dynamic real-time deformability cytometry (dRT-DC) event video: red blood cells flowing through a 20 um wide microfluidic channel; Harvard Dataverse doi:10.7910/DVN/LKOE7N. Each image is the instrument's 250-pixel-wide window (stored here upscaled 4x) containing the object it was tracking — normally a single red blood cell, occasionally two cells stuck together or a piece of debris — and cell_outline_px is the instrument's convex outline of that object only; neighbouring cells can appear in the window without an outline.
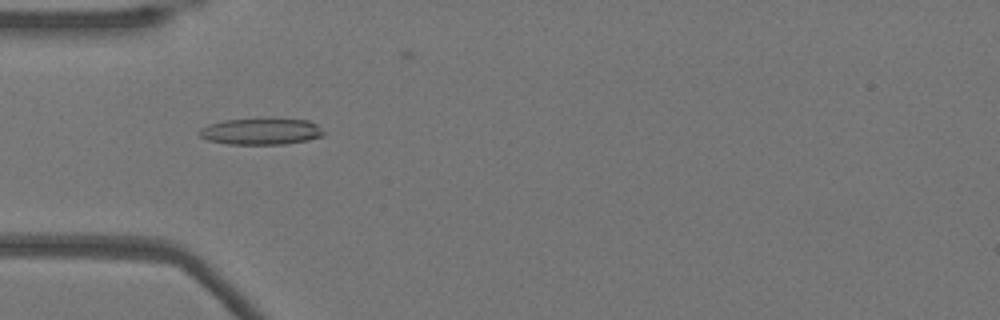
{"species": "Egyptian fruit bat (a non-hibernating species)", "species_latin": "Rousettus aegyptiacus", "temperature_condition": "warm", "stored_images_in_passage": 51, "camera_frame_rate_fps": 3000, "um_per_image_px": 0.085, "animal": {"sex": "female"}, "frame": {"image": 1, "passage_image": 15, "time_ms": 4.667, "image_size_px": [1000, 320], "cell_outline_px": [[328, 132], [324, 136], [308, 140], [284, 144], [228, 144], [208, 140], [200, 136], [196, 132], [200, 128], [208, 124], [224, 120], [260, 116], [272, 116], [308, 120], [316, 124]], "centroid_in_image_um": [22.23, 11.12], "position_along_channel_um": 62.8, "area_um2": 20.35}}
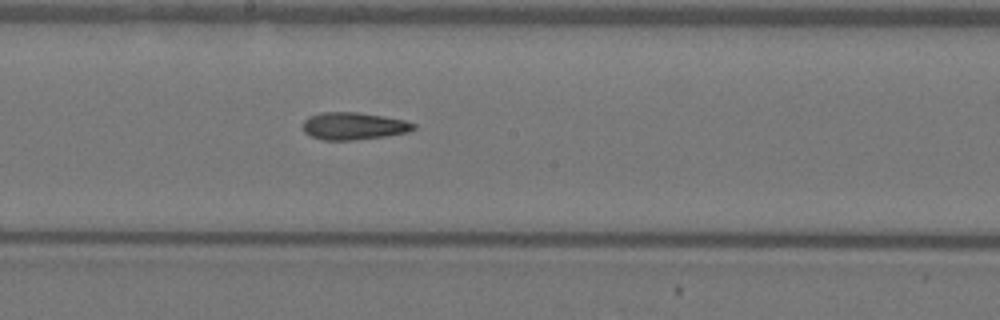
{"frame": {"image": 2, "passage_image": 27, "time_ms": 8.667, "image_size_px": [1000, 320], "cell_outline_px": [[416, 128], [408, 132], [384, 136], [356, 140], [324, 140], [312, 136], [304, 132], [304, 120], [308, 116], [320, 112], [356, 112], [384, 116], [404, 120], [416, 124]], "centroid_in_image_um": [30.06, 10.7], "position_along_channel_um": 218.1, "area_um2": 17.63}}
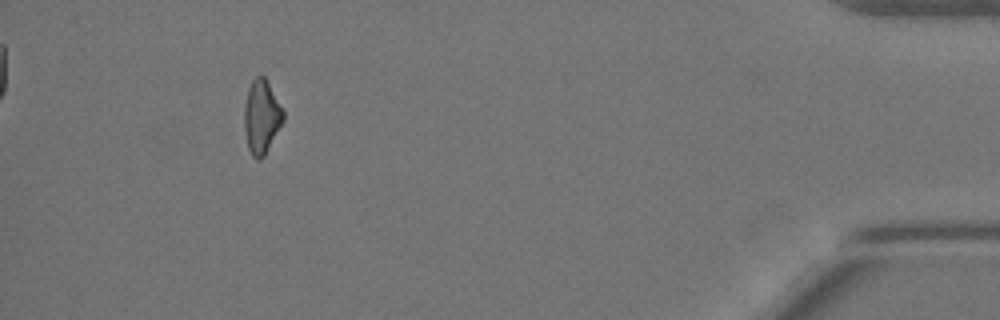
{"frame": {"image": 3, "passage_image": 47, "time_ms": 15.333, "image_size_px": [1000, 320], "cell_outline_px": [[284, 120], [264, 156], [260, 160], [256, 160], [252, 156], [248, 148], [244, 128], [244, 104], [248, 88], [252, 80], [256, 76], [264, 76], [284, 112]], "centroid_in_image_um": [22.21, 9.95], "position_along_channel_um": 413.0, "area_um2": 16.65}}